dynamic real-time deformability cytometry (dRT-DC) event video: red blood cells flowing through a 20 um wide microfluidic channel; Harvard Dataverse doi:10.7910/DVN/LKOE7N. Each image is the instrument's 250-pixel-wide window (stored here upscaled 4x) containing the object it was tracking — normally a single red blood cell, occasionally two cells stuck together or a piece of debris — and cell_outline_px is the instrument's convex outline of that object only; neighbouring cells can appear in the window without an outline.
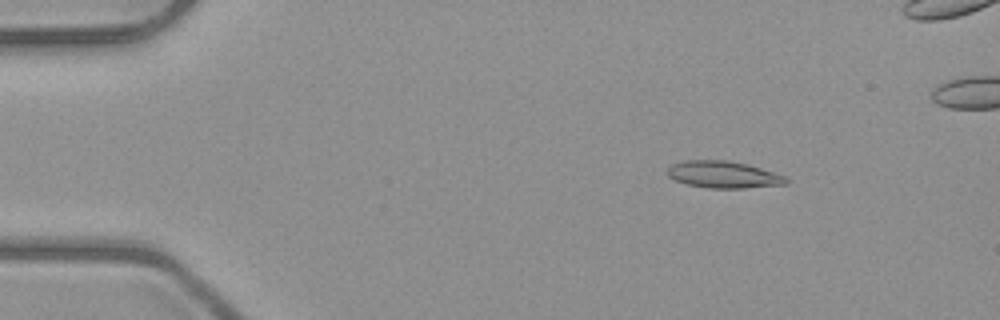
{"species": "common noctule bat (a hibernating species)", "species_latin": "Nyctalus noctula", "temperature_condition": "room temperature", "stored_images_in_passage": 5, "camera_frame_rate_fps": 3000, "um_per_image_px": 0.085, "animal": {"sex": "male", "body_mass_g": 23.1, "forearm_length_mm": 52.7}, "frame": {"image": 1, "passage_image": 2, "time_ms": 1.0, "image_size_px": [1000, 320], "cell_outline_px": [[788, 184], [744, 188], [708, 188], [688, 184], [676, 180], [668, 176], [668, 168], [672, 164], [684, 160], [728, 160], [748, 164], [788, 176]], "centroid_in_image_um": [61.54, 14.83], "position_along_channel_um": 23.5, "area_um2": 18.73}}